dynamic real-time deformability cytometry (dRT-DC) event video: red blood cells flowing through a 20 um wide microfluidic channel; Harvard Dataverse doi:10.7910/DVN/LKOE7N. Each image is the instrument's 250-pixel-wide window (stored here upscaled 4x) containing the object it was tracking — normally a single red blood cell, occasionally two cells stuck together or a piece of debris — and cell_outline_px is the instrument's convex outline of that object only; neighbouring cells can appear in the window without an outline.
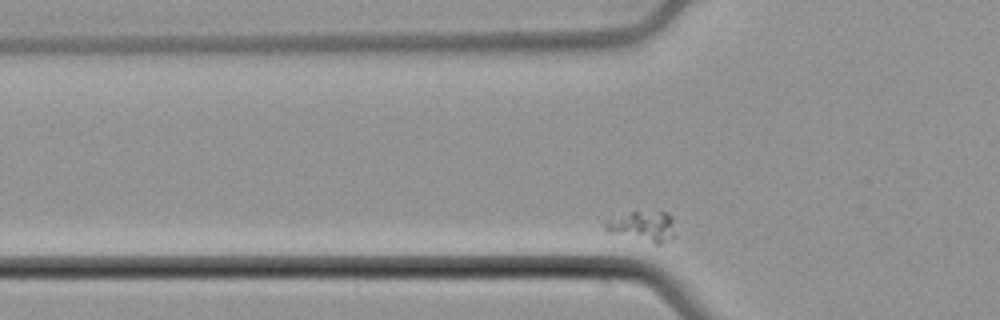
{"species": "common noctule bat (a hibernating species)", "species_latin": "Nyctalus noctula", "temperature_condition": "cold", "stored_images_in_passage": 30, "camera_frame_rate_fps": 3000, "um_per_image_px": 0.085, "animal": {"sex": "male", "body_mass_g": 21.5, "forearm_length_mm": 52.0}, "frame": {"image": 1, "passage_image": 2, "time_ms": 0.333, "image_size_px": [1000, 320], "cell_outline_px": [[676, 236], [660, 244], [656, 244], [608, 232], [604, 228], [604, 220], [632, 212], [668, 212], [672, 220]], "centroid_in_image_um": [54.64, 19.25], "position_along_channel_um": 71.2, "area_um2": 12.31}}
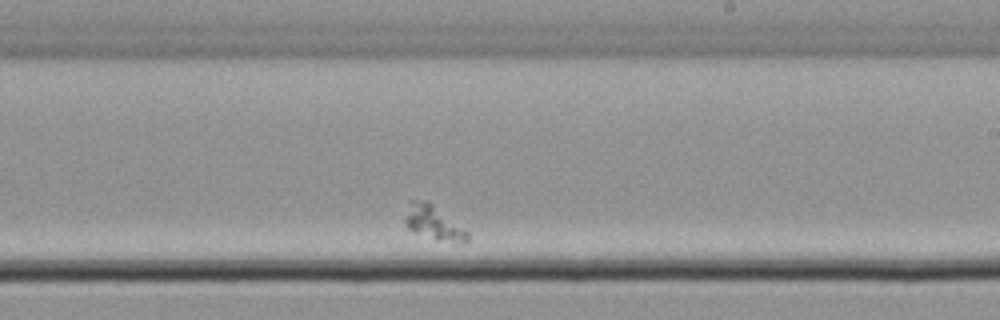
{"frame": {"image": 2, "passage_image": 19, "time_ms": 6.0, "image_size_px": [1000, 320], "cell_outline_px": [[468, 240], [436, 240], [416, 232], [408, 228], [404, 220], [408, 200], [428, 200], [468, 232]], "centroid_in_image_um": [36.76, 18.86], "position_along_channel_um": 252.2, "area_um2": 11.96}}
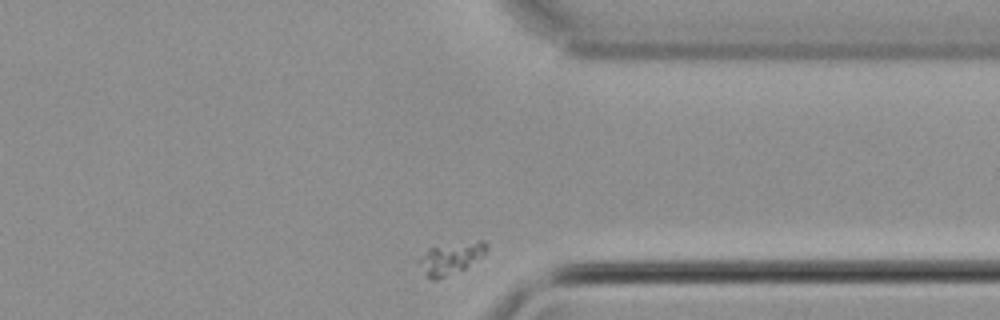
{"frame": {"image": 3, "passage_image": 30, "time_ms": 9.667, "image_size_px": [1000, 320], "cell_outline_px": [[488, 248], [480, 256], [464, 268], [436, 280], [432, 280], [428, 276], [416, 260], [428, 248], [480, 240], [484, 240], [488, 244]], "centroid_in_image_um": [38.28, 21.93], "position_along_channel_um": 373.1, "area_um2": 12.02}}